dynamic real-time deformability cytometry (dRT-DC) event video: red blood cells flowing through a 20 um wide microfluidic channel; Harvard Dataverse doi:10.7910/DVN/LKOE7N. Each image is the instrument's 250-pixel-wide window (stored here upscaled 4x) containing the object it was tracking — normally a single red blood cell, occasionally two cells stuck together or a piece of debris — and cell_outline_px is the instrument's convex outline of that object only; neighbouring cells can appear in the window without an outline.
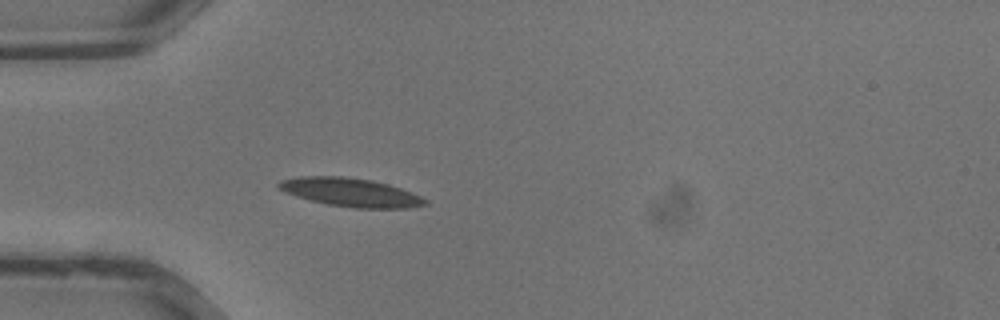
{"species": "common noctule bat (a hibernating species)", "species_latin": "Nyctalus noctula", "temperature_condition": "warm", "stored_images_in_passage": 27, "camera_frame_rate_fps": 3000, "um_per_image_px": 0.085, "animal": {"sex": "male", "body_mass_g": 13.3}, "frame": {"image": 1, "passage_image": 4, "time_ms": 1.0, "image_size_px": [1000, 320], "cell_outline_px": [[428, 204], [408, 208], [352, 208], [328, 204], [296, 196], [280, 188], [276, 184], [280, 180], [300, 176], [340, 176], [372, 180], [388, 184], [400, 188], [420, 196], [428, 200]], "centroid_in_image_um": [29.83, 16.35], "position_along_channel_um": 55.2, "area_um2": 24.1}}
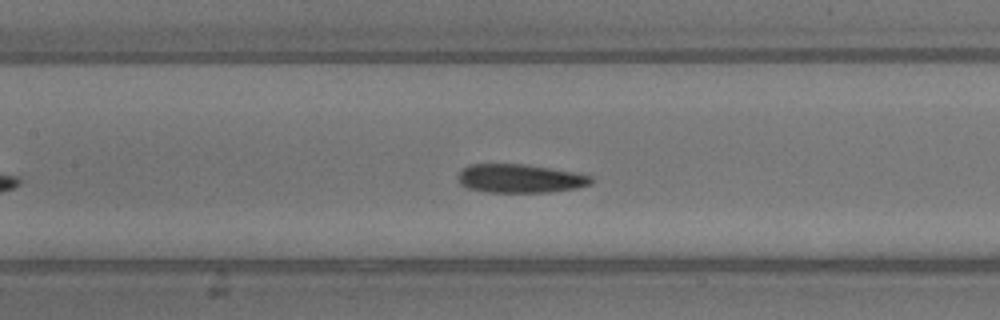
{"frame": {"image": 2, "passage_image": 10, "time_ms": 3.0, "image_size_px": [1000, 320], "cell_outline_px": [[592, 184], [576, 188], [548, 192], [484, 192], [468, 188], [460, 184], [456, 176], [468, 164], [524, 164], [576, 172], [592, 176]], "centroid_in_image_um": [44.19, 15.17], "position_along_channel_um": 163.2, "area_um2": 22.31}}
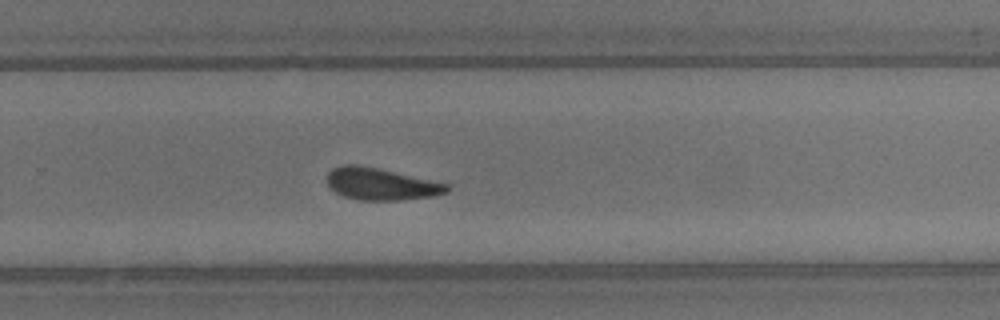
{"frame": {"image": 3, "passage_image": 17, "time_ms": 5.333, "image_size_px": [1000, 320], "cell_outline_px": [[452, 188], [448, 192], [436, 196], [400, 200], [360, 200], [344, 196], [328, 188], [328, 172], [332, 168], [344, 164], [356, 164], [376, 168], [448, 184]], "centroid_in_image_um": [32.38, 15.65], "position_along_channel_um": 297.4, "area_um2": 22.25}}